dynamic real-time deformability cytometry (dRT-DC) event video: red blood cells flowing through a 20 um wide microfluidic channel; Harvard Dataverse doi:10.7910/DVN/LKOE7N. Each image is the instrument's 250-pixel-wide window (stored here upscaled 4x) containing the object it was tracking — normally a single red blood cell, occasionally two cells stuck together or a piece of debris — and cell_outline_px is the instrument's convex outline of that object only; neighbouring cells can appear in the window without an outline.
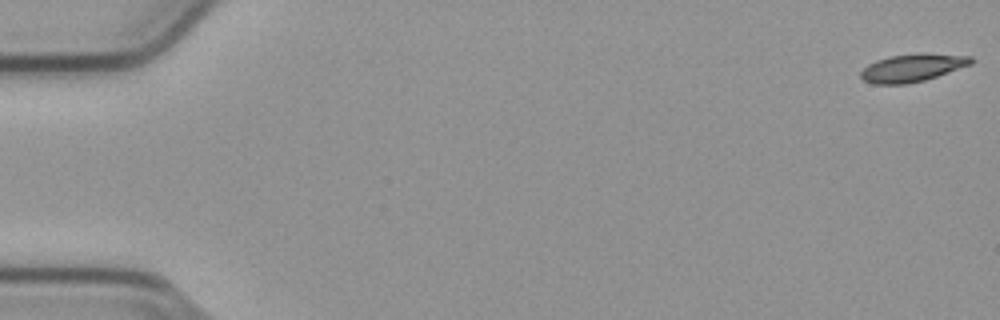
{"species": "common noctule bat (a hibernating species)", "species_latin": "Nyctalus noctula", "temperature_condition": "cold", "stored_images_in_passage": 9, "camera_frame_rate_fps": 3000, "um_per_image_px": 0.085, "animal": {"sex": "male", "body_mass_g": 23.1, "forearm_length_mm": 52.7}, "frame": {"image": 1, "passage_image": 1, "time_ms": 0.0, "image_size_px": [1000, 320], "cell_outline_px": [[972, 64], [924, 80], [908, 84], [872, 84], [864, 80], [860, 76], [860, 72], [868, 64], [876, 60], [888, 56], [972, 56]], "centroid_in_image_um": [77.44, 5.83], "position_along_channel_um": 7.6, "area_um2": 16.76}}